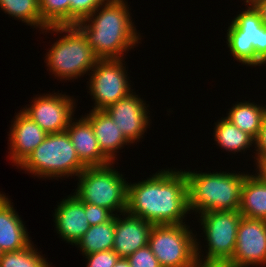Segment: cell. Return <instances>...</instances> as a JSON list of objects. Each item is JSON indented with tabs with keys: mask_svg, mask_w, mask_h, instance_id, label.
<instances>
[{
	"mask_svg": "<svg viewBox=\"0 0 266 267\" xmlns=\"http://www.w3.org/2000/svg\"><path fill=\"white\" fill-rule=\"evenodd\" d=\"M174 169H161L145 180L128 183L126 212L153 225L184 224L190 214L187 178L184 171Z\"/></svg>",
	"mask_w": 266,
	"mask_h": 267,
	"instance_id": "obj_1",
	"label": "cell"
},
{
	"mask_svg": "<svg viewBox=\"0 0 266 267\" xmlns=\"http://www.w3.org/2000/svg\"><path fill=\"white\" fill-rule=\"evenodd\" d=\"M125 0H106L75 26L99 59H124L141 41ZM140 40V41H139Z\"/></svg>",
	"mask_w": 266,
	"mask_h": 267,
	"instance_id": "obj_2",
	"label": "cell"
},
{
	"mask_svg": "<svg viewBox=\"0 0 266 267\" xmlns=\"http://www.w3.org/2000/svg\"><path fill=\"white\" fill-rule=\"evenodd\" d=\"M189 211L201 214L209 211L238 210L241 189L247 173L185 171Z\"/></svg>",
	"mask_w": 266,
	"mask_h": 267,
	"instance_id": "obj_3",
	"label": "cell"
},
{
	"mask_svg": "<svg viewBox=\"0 0 266 267\" xmlns=\"http://www.w3.org/2000/svg\"><path fill=\"white\" fill-rule=\"evenodd\" d=\"M44 32H55L58 35L64 33L45 54L47 70L55 78L74 81L85 74L89 75L99 58L75 25L48 26L42 33Z\"/></svg>",
	"mask_w": 266,
	"mask_h": 267,
	"instance_id": "obj_4",
	"label": "cell"
},
{
	"mask_svg": "<svg viewBox=\"0 0 266 267\" xmlns=\"http://www.w3.org/2000/svg\"><path fill=\"white\" fill-rule=\"evenodd\" d=\"M43 179L78 176L86 166L80 161L67 131L49 133L18 167Z\"/></svg>",
	"mask_w": 266,
	"mask_h": 267,
	"instance_id": "obj_5",
	"label": "cell"
},
{
	"mask_svg": "<svg viewBox=\"0 0 266 267\" xmlns=\"http://www.w3.org/2000/svg\"><path fill=\"white\" fill-rule=\"evenodd\" d=\"M112 164L115 163L86 167L77 176L73 194L80 201L104 207L117 215L127 210L128 182Z\"/></svg>",
	"mask_w": 266,
	"mask_h": 267,
	"instance_id": "obj_6",
	"label": "cell"
},
{
	"mask_svg": "<svg viewBox=\"0 0 266 267\" xmlns=\"http://www.w3.org/2000/svg\"><path fill=\"white\" fill-rule=\"evenodd\" d=\"M245 6L227 29V46L237 62L251 67L265 65L266 25L252 4Z\"/></svg>",
	"mask_w": 266,
	"mask_h": 267,
	"instance_id": "obj_7",
	"label": "cell"
},
{
	"mask_svg": "<svg viewBox=\"0 0 266 267\" xmlns=\"http://www.w3.org/2000/svg\"><path fill=\"white\" fill-rule=\"evenodd\" d=\"M238 210L209 211L199 214V223L205 237L207 250L203 258L200 242H196L198 261L228 263L233 256L237 230L242 218ZM200 245V246H199ZM201 255V256H200Z\"/></svg>",
	"mask_w": 266,
	"mask_h": 267,
	"instance_id": "obj_8",
	"label": "cell"
},
{
	"mask_svg": "<svg viewBox=\"0 0 266 267\" xmlns=\"http://www.w3.org/2000/svg\"><path fill=\"white\" fill-rule=\"evenodd\" d=\"M184 224L153 225L148 246L161 267H191L196 261V237Z\"/></svg>",
	"mask_w": 266,
	"mask_h": 267,
	"instance_id": "obj_9",
	"label": "cell"
},
{
	"mask_svg": "<svg viewBox=\"0 0 266 267\" xmlns=\"http://www.w3.org/2000/svg\"><path fill=\"white\" fill-rule=\"evenodd\" d=\"M123 62V58L99 59L89 73L87 83L94 99L93 110H105L133 91Z\"/></svg>",
	"mask_w": 266,
	"mask_h": 267,
	"instance_id": "obj_10",
	"label": "cell"
},
{
	"mask_svg": "<svg viewBox=\"0 0 266 267\" xmlns=\"http://www.w3.org/2000/svg\"><path fill=\"white\" fill-rule=\"evenodd\" d=\"M70 97L58 92L37 95L22 111L46 133H60L66 131L74 118L76 100Z\"/></svg>",
	"mask_w": 266,
	"mask_h": 267,
	"instance_id": "obj_11",
	"label": "cell"
},
{
	"mask_svg": "<svg viewBox=\"0 0 266 267\" xmlns=\"http://www.w3.org/2000/svg\"><path fill=\"white\" fill-rule=\"evenodd\" d=\"M230 267L266 266V220L242 217Z\"/></svg>",
	"mask_w": 266,
	"mask_h": 267,
	"instance_id": "obj_12",
	"label": "cell"
},
{
	"mask_svg": "<svg viewBox=\"0 0 266 267\" xmlns=\"http://www.w3.org/2000/svg\"><path fill=\"white\" fill-rule=\"evenodd\" d=\"M146 105V102L132 91L105 109L130 144H137L150 127V111Z\"/></svg>",
	"mask_w": 266,
	"mask_h": 267,
	"instance_id": "obj_13",
	"label": "cell"
},
{
	"mask_svg": "<svg viewBox=\"0 0 266 267\" xmlns=\"http://www.w3.org/2000/svg\"><path fill=\"white\" fill-rule=\"evenodd\" d=\"M9 132V158L17 168L48 134L22 110L12 120Z\"/></svg>",
	"mask_w": 266,
	"mask_h": 267,
	"instance_id": "obj_14",
	"label": "cell"
},
{
	"mask_svg": "<svg viewBox=\"0 0 266 267\" xmlns=\"http://www.w3.org/2000/svg\"><path fill=\"white\" fill-rule=\"evenodd\" d=\"M152 227V223L127 212L115 215L113 250L119 257L127 258L138 249L148 245Z\"/></svg>",
	"mask_w": 266,
	"mask_h": 267,
	"instance_id": "obj_15",
	"label": "cell"
},
{
	"mask_svg": "<svg viewBox=\"0 0 266 267\" xmlns=\"http://www.w3.org/2000/svg\"><path fill=\"white\" fill-rule=\"evenodd\" d=\"M56 206L53 216L56 231L66 243L75 245L90 227L83 201L71 194Z\"/></svg>",
	"mask_w": 266,
	"mask_h": 267,
	"instance_id": "obj_16",
	"label": "cell"
},
{
	"mask_svg": "<svg viewBox=\"0 0 266 267\" xmlns=\"http://www.w3.org/2000/svg\"><path fill=\"white\" fill-rule=\"evenodd\" d=\"M78 119L73 118L66 131L80 161L86 167L105 166L112 163L102 153L91 123L83 115Z\"/></svg>",
	"mask_w": 266,
	"mask_h": 267,
	"instance_id": "obj_17",
	"label": "cell"
},
{
	"mask_svg": "<svg viewBox=\"0 0 266 267\" xmlns=\"http://www.w3.org/2000/svg\"><path fill=\"white\" fill-rule=\"evenodd\" d=\"M10 198L0 192V248L3 252L18 251L31 243L23 220Z\"/></svg>",
	"mask_w": 266,
	"mask_h": 267,
	"instance_id": "obj_18",
	"label": "cell"
},
{
	"mask_svg": "<svg viewBox=\"0 0 266 267\" xmlns=\"http://www.w3.org/2000/svg\"><path fill=\"white\" fill-rule=\"evenodd\" d=\"M92 125L102 153L112 162L117 160L118 150L131 145L117 124L105 110H93L84 116ZM116 158V159H115Z\"/></svg>",
	"mask_w": 266,
	"mask_h": 267,
	"instance_id": "obj_19",
	"label": "cell"
},
{
	"mask_svg": "<svg viewBox=\"0 0 266 267\" xmlns=\"http://www.w3.org/2000/svg\"><path fill=\"white\" fill-rule=\"evenodd\" d=\"M238 211L245 218L266 220V183L252 173L243 182Z\"/></svg>",
	"mask_w": 266,
	"mask_h": 267,
	"instance_id": "obj_20",
	"label": "cell"
},
{
	"mask_svg": "<svg viewBox=\"0 0 266 267\" xmlns=\"http://www.w3.org/2000/svg\"><path fill=\"white\" fill-rule=\"evenodd\" d=\"M226 119L238 127L241 131L248 133L254 139L257 138L266 114V105L256 104L250 101H241L233 104L228 109Z\"/></svg>",
	"mask_w": 266,
	"mask_h": 267,
	"instance_id": "obj_21",
	"label": "cell"
},
{
	"mask_svg": "<svg viewBox=\"0 0 266 267\" xmlns=\"http://www.w3.org/2000/svg\"><path fill=\"white\" fill-rule=\"evenodd\" d=\"M214 127V141L216 145L230 153L245 152L251 146L255 147V139L246 132L241 131L225 117L218 120Z\"/></svg>",
	"mask_w": 266,
	"mask_h": 267,
	"instance_id": "obj_22",
	"label": "cell"
},
{
	"mask_svg": "<svg viewBox=\"0 0 266 267\" xmlns=\"http://www.w3.org/2000/svg\"><path fill=\"white\" fill-rule=\"evenodd\" d=\"M115 234V216L108 222L90 226L75 244L83 255L112 250Z\"/></svg>",
	"mask_w": 266,
	"mask_h": 267,
	"instance_id": "obj_23",
	"label": "cell"
},
{
	"mask_svg": "<svg viewBox=\"0 0 266 267\" xmlns=\"http://www.w3.org/2000/svg\"><path fill=\"white\" fill-rule=\"evenodd\" d=\"M0 10L28 26L45 30L48 25L42 20L39 0H0Z\"/></svg>",
	"mask_w": 266,
	"mask_h": 267,
	"instance_id": "obj_24",
	"label": "cell"
},
{
	"mask_svg": "<svg viewBox=\"0 0 266 267\" xmlns=\"http://www.w3.org/2000/svg\"><path fill=\"white\" fill-rule=\"evenodd\" d=\"M40 253L31 242L24 249L4 252L0 258V267H50L52 264Z\"/></svg>",
	"mask_w": 266,
	"mask_h": 267,
	"instance_id": "obj_25",
	"label": "cell"
},
{
	"mask_svg": "<svg viewBox=\"0 0 266 267\" xmlns=\"http://www.w3.org/2000/svg\"><path fill=\"white\" fill-rule=\"evenodd\" d=\"M39 7L48 26L70 25V0H39Z\"/></svg>",
	"mask_w": 266,
	"mask_h": 267,
	"instance_id": "obj_26",
	"label": "cell"
},
{
	"mask_svg": "<svg viewBox=\"0 0 266 267\" xmlns=\"http://www.w3.org/2000/svg\"><path fill=\"white\" fill-rule=\"evenodd\" d=\"M106 0H70V25L85 19Z\"/></svg>",
	"mask_w": 266,
	"mask_h": 267,
	"instance_id": "obj_27",
	"label": "cell"
},
{
	"mask_svg": "<svg viewBox=\"0 0 266 267\" xmlns=\"http://www.w3.org/2000/svg\"><path fill=\"white\" fill-rule=\"evenodd\" d=\"M131 267H161L148 245L127 257Z\"/></svg>",
	"mask_w": 266,
	"mask_h": 267,
	"instance_id": "obj_28",
	"label": "cell"
},
{
	"mask_svg": "<svg viewBox=\"0 0 266 267\" xmlns=\"http://www.w3.org/2000/svg\"><path fill=\"white\" fill-rule=\"evenodd\" d=\"M86 267H114L119 255L112 250H105L84 255Z\"/></svg>",
	"mask_w": 266,
	"mask_h": 267,
	"instance_id": "obj_29",
	"label": "cell"
},
{
	"mask_svg": "<svg viewBox=\"0 0 266 267\" xmlns=\"http://www.w3.org/2000/svg\"><path fill=\"white\" fill-rule=\"evenodd\" d=\"M85 216L89 222V226L103 224L110 221L116 214L112 213L109 209L101 206L83 202Z\"/></svg>",
	"mask_w": 266,
	"mask_h": 267,
	"instance_id": "obj_30",
	"label": "cell"
},
{
	"mask_svg": "<svg viewBox=\"0 0 266 267\" xmlns=\"http://www.w3.org/2000/svg\"><path fill=\"white\" fill-rule=\"evenodd\" d=\"M256 152L253 158H265L266 157V114L262 121V126L260 128L259 134L255 139V149Z\"/></svg>",
	"mask_w": 266,
	"mask_h": 267,
	"instance_id": "obj_31",
	"label": "cell"
},
{
	"mask_svg": "<svg viewBox=\"0 0 266 267\" xmlns=\"http://www.w3.org/2000/svg\"><path fill=\"white\" fill-rule=\"evenodd\" d=\"M256 165V173L257 176L262 182L266 183V157L265 158H254Z\"/></svg>",
	"mask_w": 266,
	"mask_h": 267,
	"instance_id": "obj_32",
	"label": "cell"
},
{
	"mask_svg": "<svg viewBox=\"0 0 266 267\" xmlns=\"http://www.w3.org/2000/svg\"><path fill=\"white\" fill-rule=\"evenodd\" d=\"M252 5L258 11L263 24L266 25V0H257Z\"/></svg>",
	"mask_w": 266,
	"mask_h": 267,
	"instance_id": "obj_33",
	"label": "cell"
},
{
	"mask_svg": "<svg viewBox=\"0 0 266 267\" xmlns=\"http://www.w3.org/2000/svg\"><path fill=\"white\" fill-rule=\"evenodd\" d=\"M191 267H230L227 263L196 261Z\"/></svg>",
	"mask_w": 266,
	"mask_h": 267,
	"instance_id": "obj_34",
	"label": "cell"
},
{
	"mask_svg": "<svg viewBox=\"0 0 266 267\" xmlns=\"http://www.w3.org/2000/svg\"><path fill=\"white\" fill-rule=\"evenodd\" d=\"M114 267H131L127 258L119 257Z\"/></svg>",
	"mask_w": 266,
	"mask_h": 267,
	"instance_id": "obj_35",
	"label": "cell"
},
{
	"mask_svg": "<svg viewBox=\"0 0 266 267\" xmlns=\"http://www.w3.org/2000/svg\"><path fill=\"white\" fill-rule=\"evenodd\" d=\"M246 5L253 4L257 0H243Z\"/></svg>",
	"mask_w": 266,
	"mask_h": 267,
	"instance_id": "obj_36",
	"label": "cell"
},
{
	"mask_svg": "<svg viewBox=\"0 0 266 267\" xmlns=\"http://www.w3.org/2000/svg\"><path fill=\"white\" fill-rule=\"evenodd\" d=\"M3 251L1 250V248H0V258L2 257V255H3Z\"/></svg>",
	"mask_w": 266,
	"mask_h": 267,
	"instance_id": "obj_37",
	"label": "cell"
}]
</instances>
